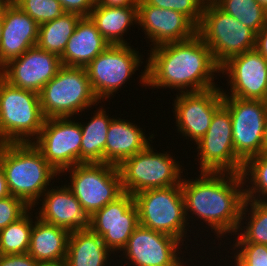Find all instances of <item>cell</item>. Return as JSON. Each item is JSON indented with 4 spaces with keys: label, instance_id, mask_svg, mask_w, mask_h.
Returning <instances> with one entry per match:
<instances>
[{
    "label": "cell",
    "instance_id": "1",
    "mask_svg": "<svg viewBox=\"0 0 267 266\" xmlns=\"http://www.w3.org/2000/svg\"><path fill=\"white\" fill-rule=\"evenodd\" d=\"M144 67L146 69L140 76L142 85L158 89L172 88L180 92H198L217 87L213 82L214 73L220 72L210 48L198 34L186 41L151 47Z\"/></svg>",
    "mask_w": 267,
    "mask_h": 266
},
{
    "label": "cell",
    "instance_id": "2",
    "mask_svg": "<svg viewBox=\"0 0 267 266\" xmlns=\"http://www.w3.org/2000/svg\"><path fill=\"white\" fill-rule=\"evenodd\" d=\"M244 185L242 175L236 173L201 172L193 181L182 178L186 219L188 212L195 214L208 223L219 238L231 232L236 234L249 207Z\"/></svg>",
    "mask_w": 267,
    "mask_h": 266
},
{
    "label": "cell",
    "instance_id": "3",
    "mask_svg": "<svg viewBox=\"0 0 267 266\" xmlns=\"http://www.w3.org/2000/svg\"><path fill=\"white\" fill-rule=\"evenodd\" d=\"M0 166L10 195L30 208L36 207L51 180L59 176L33 143H1Z\"/></svg>",
    "mask_w": 267,
    "mask_h": 266
},
{
    "label": "cell",
    "instance_id": "4",
    "mask_svg": "<svg viewBox=\"0 0 267 266\" xmlns=\"http://www.w3.org/2000/svg\"><path fill=\"white\" fill-rule=\"evenodd\" d=\"M44 120L39 93L15 87L0 76V144L32 143Z\"/></svg>",
    "mask_w": 267,
    "mask_h": 266
},
{
    "label": "cell",
    "instance_id": "5",
    "mask_svg": "<svg viewBox=\"0 0 267 266\" xmlns=\"http://www.w3.org/2000/svg\"><path fill=\"white\" fill-rule=\"evenodd\" d=\"M39 96L45 119L70 118L100 101L91 88L86 69L64 65L43 87Z\"/></svg>",
    "mask_w": 267,
    "mask_h": 266
},
{
    "label": "cell",
    "instance_id": "6",
    "mask_svg": "<svg viewBox=\"0 0 267 266\" xmlns=\"http://www.w3.org/2000/svg\"><path fill=\"white\" fill-rule=\"evenodd\" d=\"M197 34L219 66L232 56L255 49L256 33L216 4L204 6Z\"/></svg>",
    "mask_w": 267,
    "mask_h": 266
},
{
    "label": "cell",
    "instance_id": "7",
    "mask_svg": "<svg viewBox=\"0 0 267 266\" xmlns=\"http://www.w3.org/2000/svg\"><path fill=\"white\" fill-rule=\"evenodd\" d=\"M150 145L118 166L123 192L133 196L147 189L167 188L181 183L182 165L167 152L155 153Z\"/></svg>",
    "mask_w": 267,
    "mask_h": 266
},
{
    "label": "cell",
    "instance_id": "8",
    "mask_svg": "<svg viewBox=\"0 0 267 266\" xmlns=\"http://www.w3.org/2000/svg\"><path fill=\"white\" fill-rule=\"evenodd\" d=\"M139 225L180 240L186 238V219L181 183L167 188L147 189L135 195ZM186 230V231H185Z\"/></svg>",
    "mask_w": 267,
    "mask_h": 266
},
{
    "label": "cell",
    "instance_id": "9",
    "mask_svg": "<svg viewBox=\"0 0 267 266\" xmlns=\"http://www.w3.org/2000/svg\"><path fill=\"white\" fill-rule=\"evenodd\" d=\"M70 173L67 185L91 216L124 192L117 166L104 162L80 163L62 172Z\"/></svg>",
    "mask_w": 267,
    "mask_h": 266
},
{
    "label": "cell",
    "instance_id": "10",
    "mask_svg": "<svg viewBox=\"0 0 267 266\" xmlns=\"http://www.w3.org/2000/svg\"><path fill=\"white\" fill-rule=\"evenodd\" d=\"M222 90L223 104L229 109L235 155L245 163L263 152L267 102L229 96Z\"/></svg>",
    "mask_w": 267,
    "mask_h": 266
},
{
    "label": "cell",
    "instance_id": "11",
    "mask_svg": "<svg viewBox=\"0 0 267 266\" xmlns=\"http://www.w3.org/2000/svg\"><path fill=\"white\" fill-rule=\"evenodd\" d=\"M129 45L111 44L85 67L98 100L116 94L143 63L138 51Z\"/></svg>",
    "mask_w": 267,
    "mask_h": 266
},
{
    "label": "cell",
    "instance_id": "12",
    "mask_svg": "<svg viewBox=\"0 0 267 266\" xmlns=\"http://www.w3.org/2000/svg\"><path fill=\"white\" fill-rule=\"evenodd\" d=\"M196 145L201 172L242 173L244 163L235 155L231 115L224 104L216 110L209 129Z\"/></svg>",
    "mask_w": 267,
    "mask_h": 266
},
{
    "label": "cell",
    "instance_id": "13",
    "mask_svg": "<svg viewBox=\"0 0 267 266\" xmlns=\"http://www.w3.org/2000/svg\"><path fill=\"white\" fill-rule=\"evenodd\" d=\"M71 119H45L40 134L32 142L59 174L81 163V127Z\"/></svg>",
    "mask_w": 267,
    "mask_h": 266
},
{
    "label": "cell",
    "instance_id": "14",
    "mask_svg": "<svg viewBox=\"0 0 267 266\" xmlns=\"http://www.w3.org/2000/svg\"><path fill=\"white\" fill-rule=\"evenodd\" d=\"M138 226V209L134 197L124 192L91 216L90 230L98 234L114 254L125 248Z\"/></svg>",
    "mask_w": 267,
    "mask_h": 266
},
{
    "label": "cell",
    "instance_id": "15",
    "mask_svg": "<svg viewBox=\"0 0 267 266\" xmlns=\"http://www.w3.org/2000/svg\"><path fill=\"white\" fill-rule=\"evenodd\" d=\"M174 99L178 133L195 143L206 134L216 110L223 104L222 89L213 87L198 92H180Z\"/></svg>",
    "mask_w": 267,
    "mask_h": 266
},
{
    "label": "cell",
    "instance_id": "16",
    "mask_svg": "<svg viewBox=\"0 0 267 266\" xmlns=\"http://www.w3.org/2000/svg\"><path fill=\"white\" fill-rule=\"evenodd\" d=\"M179 245L183 244L173 236L139 225L122 255L134 266H185L178 256Z\"/></svg>",
    "mask_w": 267,
    "mask_h": 266
},
{
    "label": "cell",
    "instance_id": "17",
    "mask_svg": "<svg viewBox=\"0 0 267 266\" xmlns=\"http://www.w3.org/2000/svg\"><path fill=\"white\" fill-rule=\"evenodd\" d=\"M62 66L60 57L34 46L0 69L9 84L40 93Z\"/></svg>",
    "mask_w": 267,
    "mask_h": 266
},
{
    "label": "cell",
    "instance_id": "18",
    "mask_svg": "<svg viewBox=\"0 0 267 266\" xmlns=\"http://www.w3.org/2000/svg\"><path fill=\"white\" fill-rule=\"evenodd\" d=\"M220 72L229 76L230 96L267 102V61L256 49L232 56Z\"/></svg>",
    "mask_w": 267,
    "mask_h": 266
},
{
    "label": "cell",
    "instance_id": "19",
    "mask_svg": "<svg viewBox=\"0 0 267 266\" xmlns=\"http://www.w3.org/2000/svg\"><path fill=\"white\" fill-rule=\"evenodd\" d=\"M137 17V24L145 30L153 47L186 41L197 34V27L185 15L175 10L147 5L143 0L138 2Z\"/></svg>",
    "mask_w": 267,
    "mask_h": 266
},
{
    "label": "cell",
    "instance_id": "20",
    "mask_svg": "<svg viewBox=\"0 0 267 266\" xmlns=\"http://www.w3.org/2000/svg\"><path fill=\"white\" fill-rule=\"evenodd\" d=\"M2 26L0 69L36 46L39 33V24L11 0L3 9Z\"/></svg>",
    "mask_w": 267,
    "mask_h": 266
},
{
    "label": "cell",
    "instance_id": "21",
    "mask_svg": "<svg viewBox=\"0 0 267 266\" xmlns=\"http://www.w3.org/2000/svg\"><path fill=\"white\" fill-rule=\"evenodd\" d=\"M47 189L41 197L42 207L37 216L41 221L67 230H87L91 227V215L82 208L78 199L66 185Z\"/></svg>",
    "mask_w": 267,
    "mask_h": 266
},
{
    "label": "cell",
    "instance_id": "22",
    "mask_svg": "<svg viewBox=\"0 0 267 266\" xmlns=\"http://www.w3.org/2000/svg\"><path fill=\"white\" fill-rule=\"evenodd\" d=\"M110 45L91 18L82 16L60 56L61 64L85 68Z\"/></svg>",
    "mask_w": 267,
    "mask_h": 266
},
{
    "label": "cell",
    "instance_id": "23",
    "mask_svg": "<svg viewBox=\"0 0 267 266\" xmlns=\"http://www.w3.org/2000/svg\"><path fill=\"white\" fill-rule=\"evenodd\" d=\"M142 128L124 119L113 118L107 133L105 163L119 166L124 160L141 152L150 143Z\"/></svg>",
    "mask_w": 267,
    "mask_h": 266
},
{
    "label": "cell",
    "instance_id": "24",
    "mask_svg": "<svg viewBox=\"0 0 267 266\" xmlns=\"http://www.w3.org/2000/svg\"><path fill=\"white\" fill-rule=\"evenodd\" d=\"M36 218L31 231L28 254L37 262L65 260L70 231Z\"/></svg>",
    "mask_w": 267,
    "mask_h": 266
},
{
    "label": "cell",
    "instance_id": "25",
    "mask_svg": "<svg viewBox=\"0 0 267 266\" xmlns=\"http://www.w3.org/2000/svg\"><path fill=\"white\" fill-rule=\"evenodd\" d=\"M111 254L102 238L90 229L70 232L67 266H106Z\"/></svg>",
    "mask_w": 267,
    "mask_h": 266
},
{
    "label": "cell",
    "instance_id": "26",
    "mask_svg": "<svg viewBox=\"0 0 267 266\" xmlns=\"http://www.w3.org/2000/svg\"><path fill=\"white\" fill-rule=\"evenodd\" d=\"M89 17L110 44H129L123 35L133 22H138L137 6L108 7L95 4Z\"/></svg>",
    "mask_w": 267,
    "mask_h": 266
},
{
    "label": "cell",
    "instance_id": "27",
    "mask_svg": "<svg viewBox=\"0 0 267 266\" xmlns=\"http://www.w3.org/2000/svg\"><path fill=\"white\" fill-rule=\"evenodd\" d=\"M88 123L81 124V163L104 162L105 145L110 122L105 109L99 108Z\"/></svg>",
    "mask_w": 267,
    "mask_h": 266
},
{
    "label": "cell",
    "instance_id": "28",
    "mask_svg": "<svg viewBox=\"0 0 267 266\" xmlns=\"http://www.w3.org/2000/svg\"><path fill=\"white\" fill-rule=\"evenodd\" d=\"M81 17L77 13L65 12L62 16L39 25L36 46L60 57Z\"/></svg>",
    "mask_w": 267,
    "mask_h": 266
},
{
    "label": "cell",
    "instance_id": "29",
    "mask_svg": "<svg viewBox=\"0 0 267 266\" xmlns=\"http://www.w3.org/2000/svg\"><path fill=\"white\" fill-rule=\"evenodd\" d=\"M31 210L32 208L17 221L0 230V255L28 253L34 223L29 214Z\"/></svg>",
    "mask_w": 267,
    "mask_h": 266
},
{
    "label": "cell",
    "instance_id": "30",
    "mask_svg": "<svg viewBox=\"0 0 267 266\" xmlns=\"http://www.w3.org/2000/svg\"><path fill=\"white\" fill-rule=\"evenodd\" d=\"M216 5L255 33L267 22V9L257 0H218Z\"/></svg>",
    "mask_w": 267,
    "mask_h": 266
},
{
    "label": "cell",
    "instance_id": "31",
    "mask_svg": "<svg viewBox=\"0 0 267 266\" xmlns=\"http://www.w3.org/2000/svg\"><path fill=\"white\" fill-rule=\"evenodd\" d=\"M246 205L251 207L249 208L250 219L247 221V226L238 227L236 234L239 236L234 243L267 245V201L246 199ZM241 230H244V232Z\"/></svg>",
    "mask_w": 267,
    "mask_h": 266
},
{
    "label": "cell",
    "instance_id": "32",
    "mask_svg": "<svg viewBox=\"0 0 267 266\" xmlns=\"http://www.w3.org/2000/svg\"><path fill=\"white\" fill-rule=\"evenodd\" d=\"M241 175L244 183L249 180L248 183L252 185L244 189L245 199L267 201V153L262 152L248 159L243 165Z\"/></svg>",
    "mask_w": 267,
    "mask_h": 266
},
{
    "label": "cell",
    "instance_id": "33",
    "mask_svg": "<svg viewBox=\"0 0 267 266\" xmlns=\"http://www.w3.org/2000/svg\"><path fill=\"white\" fill-rule=\"evenodd\" d=\"M39 25L62 16L65 11L58 0H11Z\"/></svg>",
    "mask_w": 267,
    "mask_h": 266
},
{
    "label": "cell",
    "instance_id": "34",
    "mask_svg": "<svg viewBox=\"0 0 267 266\" xmlns=\"http://www.w3.org/2000/svg\"><path fill=\"white\" fill-rule=\"evenodd\" d=\"M147 5L175 10L185 15L197 28L201 23L203 8L199 0H143Z\"/></svg>",
    "mask_w": 267,
    "mask_h": 266
},
{
    "label": "cell",
    "instance_id": "35",
    "mask_svg": "<svg viewBox=\"0 0 267 266\" xmlns=\"http://www.w3.org/2000/svg\"><path fill=\"white\" fill-rule=\"evenodd\" d=\"M235 266H267V245L234 244Z\"/></svg>",
    "mask_w": 267,
    "mask_h": 266
},
{
    "label": "cell",
    "instance_id": "36",
    "mask_svg": "<svg viewBox=\"0 0 267 266\" xmlns=\"http://www.w3.org/2000/svg\"><path fill=\"white\" fill-rule=\"evenodd\" d=\"M30 207L12 195L0 199V230L21 218Z\"/></svg>",
    "mask_w": 267,
    "mask_h": 266
},
{
    "label": "cell",
    "instance_id": "37",
    "mask_svg": "<svg viewBox=\"0 0 267 266\" xmlns=\"http://www.w3.org/2000/svg\"><path fill=\"white\" fill-rule=\"evenodd\" d=\"M64 11L68 13H77L81 16H89L95 7L96 0H58Z\"/></svg>",
    "mask_w": 267,
    "mask_h": 266
},
{
    "label": "cell",
    "instance_id": "38",
    "mask_svg": "<svg viewBox=\"0 0 267 266\" xmlns=\"http://www.w3.org/2000/svg\"><path fill=\"white\" fill-rule=\"evenodd\" d=\"M38 262L28 253L0 255V266H37Z\"/></svg>",
    "mask_w": 267,
    "mask_h": 266
},
{
    "label": "cell",
    "instance_id": "39",
    "mask_svg": "<svg viewBox=\"0 0 267 266\" xmlns=\"http://www.w3.org/2000/svg\"><path fill=\"white\" fill-rule=\"evenodd\" d=\"M255 49L263 56L267 61V22L265 25L256 33Z\"/></svg>",
    "mask_w": 267,
    "mask_h": 266
},
{
    "label": "cell",
    "instance_id": "40",
    "mask_svg": "<svg viewBox=\"0 0 267 266\" xmlns=\"http://www.w3.org/2000/svg\"><path fill=\"white\" fill-rule=\"evenodd\" d=\"M139 0H96V4L108 7L137 6Z\"/></svg>",
    "mask_w": 267,
    "mask_h": 266
},
{
    "label": "cell",
    "instance_id": "41",
    "mask_svg": "<svg viewBox=\"0 0 267 266\" xmlns=\"http://www.w3.org/2000/svg\"><path fill=\"white\" fill-rule=\"evenodd\" d=\"M10 196L4 172L0 166V199Z\"/></svg>",
    "mask_w": 267,
    "mask_h": 266
},
{
    "label": "cell",
    "instance_id": "42",
    "mask_svg": "<svg viewBox=\"0 0 267 266\" xmlns=\"http://www.w3.org/2000/svg\"><path fill=\"white\" fill-rule=\"evenodd\" d=\"M37 266H67L65 260L38 262Z\"/></svg>",
    "mask_w": 267,
    "mask_h": 266
},
{
    "label": "cell",
    "instance_id": "43",
    "mask_svg": "<svg viewBox=\"0 0 267 266\" xmlns=\"http://www.w3.org/2000/svg\"><path fill=\"white\" fill-rule=\"evenodd\" d=\"M10 0H0V19H2V12L4 7L8 4Z\"/></svg>",
    "mask_w": 267,
    "mask_h": 266
},
{
    "label": "cell",
    "instance_id": "44",
    "mask_svg": "<svg viewBox=\"0 0 267 266\" xmlns=\"http://www.w3.org/2000/svg\"><path fill=\"white\" fill-rule=\"evenodd\" d=\"M203 6L216 4L218 0H199Z\"/></svg>",
    "mask_w": 267,
    "mask_h": 266
},
{
    "label": "cell",
    "instance_id": "45",
    "mask_svg": "<svg viewBox=\"0 0 267 266\" xmlns=\"http://www.w3.org/2000/svg\"><path fill=\"white\" fill-rule=\"evenodd\" d=\"M263 152L267 153V120H266V128H265V137H264V148Z\"/></svg>",
    "mask_w": 267,
    "mask_h": 266
},
{
    "label": "cell",
    "instance_id": "46",
    "mask_svg": "<svg viewBox=\"0 0 267 266\" xmlns=\"http://www.w3.org/2000/svg\"><path fill=\"white\" fill-rule=\"evenodd\" d=\"M263 7L267 9V0H257Z\"/></svg>",
    "mask_w": 267,
    "mask_h": 266
},
{
    "label": "cell",
    "instance_id": "47",
    "mask_svg": "<svg viewBox=\"0 0 267 266\" xmlns=\"http://www.w3.org/2000/svg\"><path fill=\"white\" fill-rule=\"evenodd\" d=\"M2 19H0V41H1V36H2Z\"/></svg>",
    "mask_w": 267,
    "mask_h": 266
}]
</instances>
